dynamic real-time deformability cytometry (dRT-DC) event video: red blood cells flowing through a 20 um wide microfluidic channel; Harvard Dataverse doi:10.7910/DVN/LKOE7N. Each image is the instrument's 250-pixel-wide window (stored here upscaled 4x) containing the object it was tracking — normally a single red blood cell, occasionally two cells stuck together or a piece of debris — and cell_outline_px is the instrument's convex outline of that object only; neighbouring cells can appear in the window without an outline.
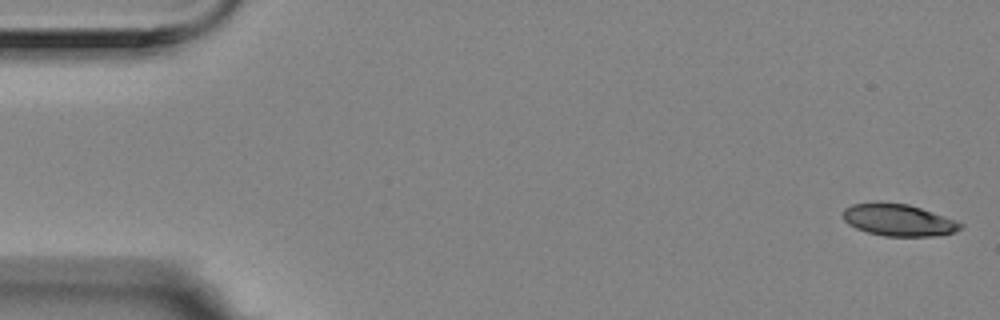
{"species": "Egyptian fruit bat (a non-hibernating species)", "species_latin": "Rousettus aegyptiacus", "temperature_condition": "room temperature", "stored_images_in_passage": 5, "camera_frame_rate_fps": 3000, "um_per_image_px": 0.085, "animal": {"sex": "female"}, "frame": {"image": 1, "passage_image": 1, "time_ms": 0.0, "image_size_px": [1000, 320], "cell_outline_px": [[964, 224], [956, 232], [932, 236], [884, 236], [868, 232], [856, 228], [848, 224], [844, 220], [844, 208], [852, 204], [908, 204], [956, 220]], "centroid_in_image_um": [76.4, 18.73], "position_along_channel_um": 8.6, "area_um2": 21.27}}
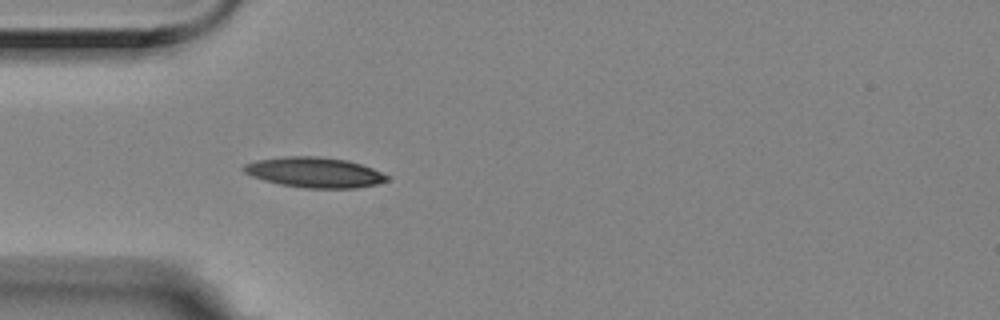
{"frame": {"image": 2, "passage_image": 5, "time_ms": 1.333, "image_size_px": [1000, 320], "cell_outline_px": [[388, 180], [376, 184], [356, 188], [304, 188], [280, 184], [264, 180], [252, 176], [244, 172], [240, 168], [244, 164], [256, 160], [284, 156], [316, 156], [348, 160], [372, 168], [388, 176]], "centroid_in_image_um": [26.69, 14.65], "position_along_channel_um": 58.3, "area_um2": 25.26}}